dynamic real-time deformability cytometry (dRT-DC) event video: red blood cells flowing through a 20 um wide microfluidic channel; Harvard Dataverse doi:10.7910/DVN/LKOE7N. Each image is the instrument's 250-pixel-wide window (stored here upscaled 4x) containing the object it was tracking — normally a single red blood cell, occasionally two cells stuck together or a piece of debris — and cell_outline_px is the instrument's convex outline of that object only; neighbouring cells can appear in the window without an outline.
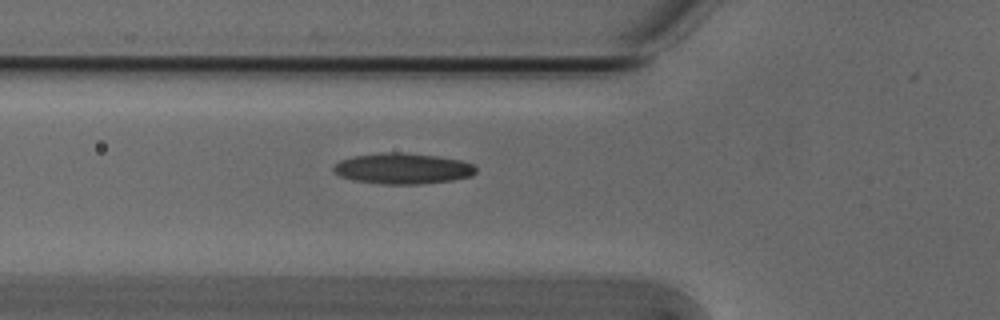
{"species": "Egyptian fruit bat (a non-hibernating species)", "species_latin": "Rousettus aegyptiacus", "temperature_condition": "cold", "stored_images_in_passage": 25, "camera_frame_rate_fps": 3000, "um_per_image_px": 0.085, "animal": {"sex": "male"}, "frame": {"image": 1, "passage_image": 4, "time_ms": 1.0, "image_size_px": [1000, 320], "cell_outline_px": [[476, 172], [472, 176], [452, 180], [420, 184], [380, 184], [352, 180], [340, 176], [332, 172], [332, 168], [340, 160], [352, 156], [380, 152], [404, 152], [436, 156], [460, 160], [472, 164], [476, 168]], "centroid_in_image_um": [34.19, 14.32], "position_along_channel_um": 91.6, "area_um2": 25.78}}
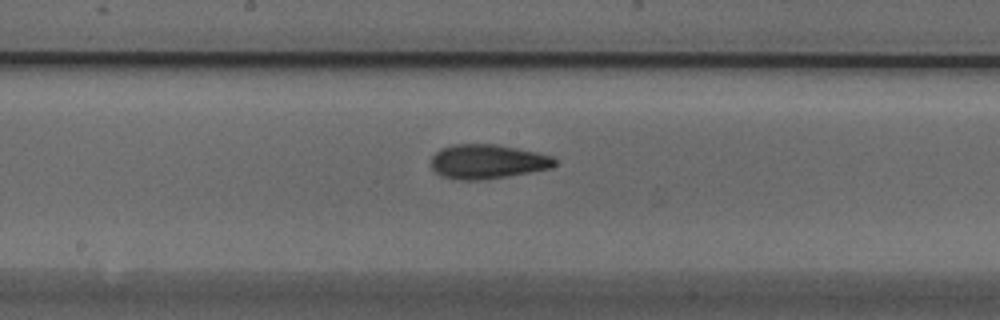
{"frame": {"image": 2, "passage_image": 13, "time_ms": 4.0, "image_size_px": [1000, 320], "cell_outline_px": [[556, 164], [552, 168], [488, 180], [456, 180], [440, 176], [432, 168], [432, 156], [440, 148], [452, 144], [496, 144], [536, 152], [552, 156], [556, 160]], "centroid_in_image_um": [41.42, 13.75], "position_along_channel_um": 206.8, "area_um2": 25.03}}
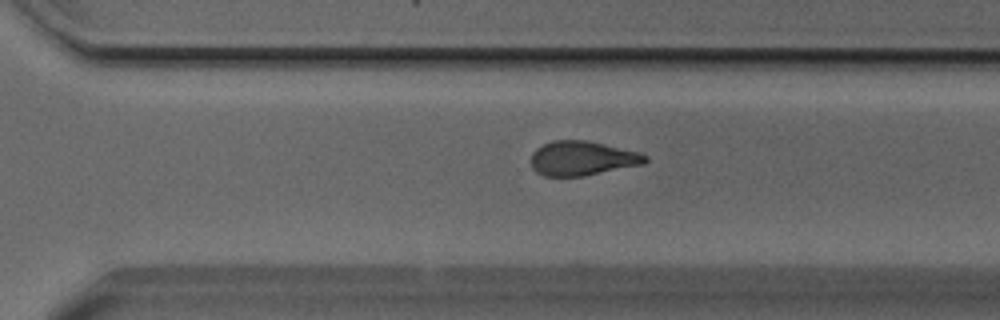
{"frame": {"image": 3, "passage_image": 22, "time_ms": 7.0, "image_size_px": [1000, 320], "cell_outline_px": [[648, 160], [644, 164], [584, 176], [544, 176], [536, 172], [532, 168], [532, 152], [536, 148], [552, 140], [584, 140], [604, 144], [640, 152], [648, 156]], "centroid_in_image_um": [49.5, 13.46], "position_along_channel_um": 321.1, "area_um2": 22.95}}